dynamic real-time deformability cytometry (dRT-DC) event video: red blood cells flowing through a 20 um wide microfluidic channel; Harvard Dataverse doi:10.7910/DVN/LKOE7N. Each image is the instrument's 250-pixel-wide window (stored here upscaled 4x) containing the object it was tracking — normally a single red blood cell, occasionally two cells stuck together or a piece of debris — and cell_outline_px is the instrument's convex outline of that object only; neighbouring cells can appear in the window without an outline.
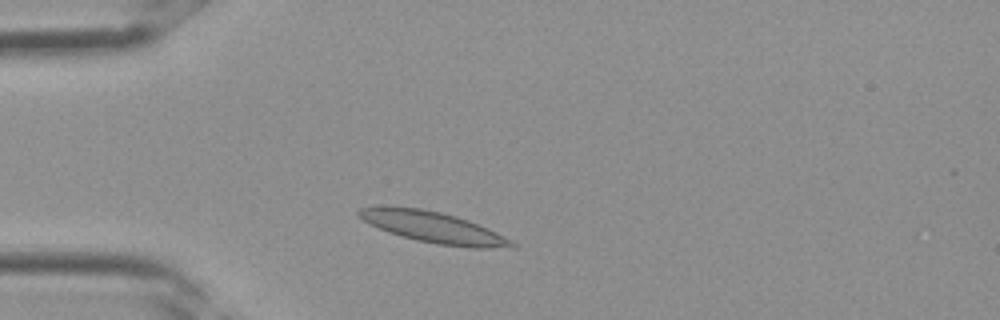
{"species": "Egyptian fruit bat (a non-hibernating species)", "species_latin": "Rousettus aegyptiacus", "temperature_condition": "room temperature", "stored_images_in_passage": 1, "camera_frame_rate_fps": 3000, "um_per_image_px": 0.085, "frame": {"image": 1, "passage_image": 1, "time_ms": 0.0, "image_size_px": [1000, 320], "cell_outline_px": [[516, 248], [472, 248], [436, 244], [416, 240], [400, 236], [388, 232], [368, 224], [356, 212], [360, 208], [420, 208], [440, 212], [456, 216], [468, 220], [488, 228], [512, 240], [516, 244]], "centroid_in_image_um": [36.92, 19.36], "position_along_channel_um": 48.1, "area_um2": 27.28}}